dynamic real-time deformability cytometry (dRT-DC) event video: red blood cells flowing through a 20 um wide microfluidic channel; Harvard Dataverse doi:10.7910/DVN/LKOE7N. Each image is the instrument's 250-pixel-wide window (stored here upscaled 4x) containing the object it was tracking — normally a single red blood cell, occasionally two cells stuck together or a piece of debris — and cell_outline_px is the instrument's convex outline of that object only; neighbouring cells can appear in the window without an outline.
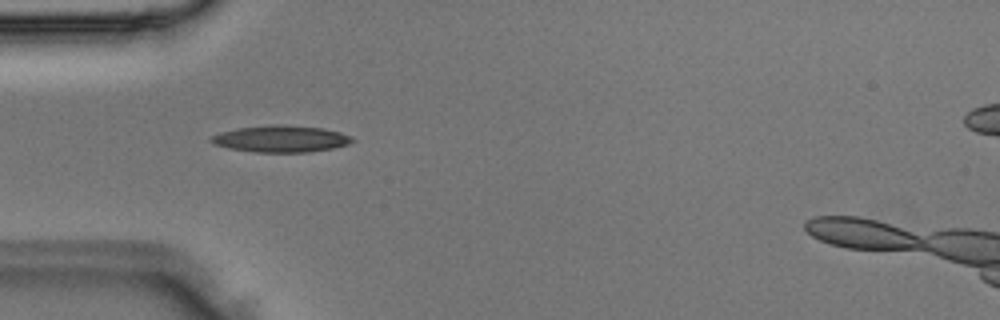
{"species": "Egyptian fruit bat (a non-hibernating species)", "species_latin": "Rousettus aegyptiacus", "temperature_condition": "room temperature", "stored_images_in_passage": 4, "camera_frame_rate_fps": 3000, "um_per_image_px": 0.085, "animal": {"sex": "male"}, "frame": {"image": 1, "passage_image": 4, "time_ms": 1.0, "image_size_px": [1000, 320], "cell_outline_px": [[356, 140], [348, 144], [332, 148], [308, 152], [256, 152], [228, 148], [212, 144], [208, 140], [212, 136], [220, 132], [236, 128], [268, 124], [288, 124], [324, 128], [340, 132], [352, 136]], "centroid_in_image_um": [23.87, 11.78], "position_along_channel_um": 61.1, "area_um2": 22.31}}